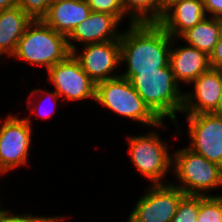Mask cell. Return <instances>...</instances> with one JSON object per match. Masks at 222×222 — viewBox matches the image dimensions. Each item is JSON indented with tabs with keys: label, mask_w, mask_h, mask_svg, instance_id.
Listing matches in <instances>:
<instances>
[{
	"label": "cell",
	"mask_w": 222,
	"mask_h": 222,
	"mask_svg": "<svg viewBox=\"0 0 222 222\" xmlns=\"http://www.w3.org/2000/svg\"><path fill=\"white\" fill-rule=\"evenodd\" d=\"M203 4L206 14L222 20V0H203Z\"/></svg>",
	"instance_id": "4316f807"
},
{
	"label": "cell",
	"mask_w": 222,
	"mask_h": 222,
	"mask_svg": "<svg viewBox=\"0 0 222 222\" xmlns=\"http://www.w3.org/2000/svg\"><path fill=\"white\" fill-rule=\"evenodd\" d=\"M127 219H128L127 222H136V221H134L130 216H128Z\"/></svg>",
	"instance_id": "4dcf8cb0"
},
{
	"label": "cell",
	"mask_w": 222,
	"mask_h": 222,
	"mask_svg": "<svg viewBox=\"0 0 222 222\" xmlns=\"http://www.w3.org/2000/svg\"><path fill=\"white\" fill-rule=\"evenodd\" d=\"M199 210V195H185L171 222H196Z\"/></svg>",
	"instance_id": "44dd1931"
},
{
	"label": "cell",
	"mask_w": 222,
	"mask_h": 222,
	"mask_svg": "<svg viewBox=\"0 0 222 222\" xmlns=\"http://www.w3.org/2000/svg\"><path fill=\"white\" fill-rule=\"evenodd\" d=\"M206 16L202 0H169L158 24L172 38H178Z\"/></svg>",
	"instance_id": "5bb4252c"
},
{
	"label": "cell",
	"mask_w": 222,
	"mask_h": 222,
	"mask_svg": "<svg viewBox=\"0 0 222 222\" xmlns=\"http://www.w3.org/2000/svg\"><path fill=\"white\" fill-rule=\"evenodd\" d=\"M150 185L129 216L136 222H171L186 194L171 183Z\"/></svg>",
	"instance_id": "ba28073f"
},
{
	"label": "cell",
	"mask_w": 222,
	"mask_h": 222,
	"mask_svg": "<svg viewBox=\"0 0 222 222\" xmlns=\"http://www.w3.org/2000/svg\"><path fill=\"white\" fill-rule=\"evenodd\" d=\"M95 101L123 117L139 122L144 127L166 128L146 106L130 81L122 76L98 82Z\"/></svg>",
	"instance_id": "277c9868"
},
{
	"label": "cell",
	"mask_w": 222,
	"mask_h": 222,
	"mask_svg": "<svg viewBox=\"0 0 222 222\" xmlns=\"http://www.w3.org/2000/svg\"><path fill=\"white\" fill-rule=\"evenodd\" d=\"M196 222H222V195H199Z\"/></svg>",
	"instance_id": "ffe728a7"
},
{
	"label": "cell",
	"mask_w": 222,
	"mask_h": 222,
	"mask_svg": "<svg viewBox=\"0 0 222 222\" xmlns=\"http://www.w3.org/2000/svg\"><path fill=\"white\" fill-rule=\"evenodd\" d=\"M130 25L133 23H158L166 3L163 0H122Z\"/></svg>",
	"instance_id": "d6986e66"
},
{
	"label": "cell",
	"mask_w": 222,
	"mask_h": 222,
	"mask_svg": "<svg viewBox=\"0 0 222 222\" xmlns=\"http://www.w3.org/2000/svg\"><path fill=\"white\" fill-rule=\"evenodd\" d=\"M159 135L153 131L147 135L127 138L133 165L152 185L164 184L161 180L168 174L173 163V155L169 153L168 145Z\"/></svg>",
	"instance_id": "8992f818"
},
{
	"label": "cell",
	"mask_w": 222,
	"mask_h": 222,
	"mask_svg": "<svg viewBox=\"0 0 222 222\" xmlns=\"http://www.w3.org/2000/svg\"><path fill=\"white\" fill-rule=\"evenodd\" d=\"M119 22L115 15L92 11L89 17L77 25L67 37L70 52L77 50V45L73 44L75 42L86 45L120 40L122 33L116 31Z\"/></svg>",
	"instance_id": "4fadbf2b"
},
{
	"label": "cell",
	"mask_w": 222,
	"mask_h": 222,
	"mask_svg": "<svg viewBox=\"0 0 222 222\" xmlns=\"http://www.w3.org/2000/svg\"><path fill=\"white\" fill-rule=\"evenodd\" d=\"M188 148L222 167V116L214 113L187 115Z\"/></svg>",
	"instance_id": "30bf717a"
},
{
	"label": "cell",
	"mask_w": 222,
	"mask_h": 222,
	"mask_svg": "<svg viewBox=\"0 0 222 222\" xmlns=\"http://www.w3.org/2000/svg\"><path fill=\"white\" fill-rule=\"evenodd\" d=\"M173 153L172 171L181 184H173L186 195H203L211 189L222 186V167L210 162L190 148H182Z\"/></svg>",
	"instance_id": "5b68a950"
},
{
	"label": "cell",
	"mask_w": 222,
	"mask_h": 222,
	"mask_svg": "<svg viewBox=\"0 0 222 222\" xmlns=\"http://www.w3.org/2000/svg\"><path fill=\"white\" fill-rule=\"evenodd\" d=\"M91 12L85 0H57L50 3L48 13L42 20L56 32L68 37Z\"/></svg>",
	"instance_id": "2e32d148"
},
{
	"label": "cell",
	"mask_w": 222,
	"mask_h": 222,
	"mask_svg": "<svg viewBox=\"0 0 222 222\" xmlns=\"http://www.w3.org/2000/svg\"><path fill=\"white\" fill-rule=\"evenodd\" d=\"M32 19L19 7L0 10V57L12 56Z\"/></svg>",
	"instance_id": "e0dca14e"
},
{
	"label": "cell",
	"mask_w": 222,
	"mask_h": 222,
	"mask_svg": "<svg viewBox=\"0 0 222 222\" xmlns=\"http://www.w3.org/2000/svg\"><path fill=\"white\" fill-rule=\"evenodd\" d=\"M48 79L63 100L96 99V84L83 71L80 62L71 53L65 60L48 70Z\"/></svg>",
	"instance_id": "9c48e42d"
},
{
	"label": "cell",
	"mask_w": 222,
	"mask_h": 222,
	"mask_svg": "<svg viewBox=\"0 0 222 222\" xmlns=\"http://www.w3.org/2000/svg\"><path fill=\"white\" fill-rule=\"evenodd\" d=\"M222 33V20L206 16L194 27L187 29L178 38L208 56L212 53Z\"/></svg>",
	"instance_id": "ac0fdd59"
},
{
	"label": "cell",
	"mask_w": 222,
	"mask_h": 222,
	"mask_svg": "<svg viewBox=\"0 0 222 222\" xmlns=\"http://www.w3.org/2000/svg\"><path fill=\"white\" fill-rule=\"evenodd\" d=\"M211 68L222 70V33L212 53L209 55Z\"/></svg>",
	"instance_id": "484cf974"
},
{
	"label": "cell",
	"mask_w": 222,
	"mask_h": 222,
	"mask_svg": "<svg viewBox=\"0 0 222 222\" xmlns=\"http://www.w3.org/2000/svg\"><path fill=\"white\" fill-rule=\"evenodd\" d=\"M93 12L115 15L120 21L128 17L122 4V0H86Z\"/></svg>",
	"instance_id": "7402d4cb"
},
{
	"label": "cell",
	"mask_w": 222,
	"mask_h": 222,
	"mask_svg": "<svg viewBox=\"0 0 222 222\" xmlns=\"http://www.w3.org/2000/svg\"><path fill=\"white\" fill-rule=\"evenodd\" d=\"M82 52L72 54L80 62L83 71L97 84L98 82L116 78L114 74L121 66L120 40L83 45Z\"/></svg>",
	"instance_id": "8fae6325"
},
{
	"label": "cell",
	"mask_w": 222,
	"mask_h": 222,
	"mask_svg": "<svg viewBox=\"0 0 222 222\" xmlns=\"http://www.w3.org/2000/svg\"><path fill=\"white\" fill-rule=\"evenodd\" d=\"M120 76L130 81L160 121L168 117L179 126L176 113L182 112L184 93H181L170 66L159 68V71H138L137 75Z\"/></svg>",
	"instance_id": "7a4b0ae2"
},
{
	"label": "cell",
	"mask_w": 222,
	"mask_h": 222,
	"mask_svg": "<svg viewBox=\"0 0 222 222\" xmlns=\"http://www.w3.org/2000/svg\"><path fill=\"white\" fill-rule=\"evenodd\" d=\"M212 113L222 116V92L218 101V106Z\"/></svg>",
	"instance_id": "f1b7e54d"
},
{
	"label": "cell",
	"mask_w": 222,
	"mask_h": 222,
	"mask_svg": "<svg viewBox=\"0 0 222 222\" xmlns=\"http://www.w3.org/2000/svg\"><path fill=\"white\" fill-rule=\"evenodd\" d=\"M41 92V93H40ZM43 93H45L44 94V96H46V99L48 98L49 100H47V101H51V102H53L52 104H53V107H52V109L51 110H49L47 107V110H43V108H42V105H40V104H42V102H44V100L41 98V99H36V101L38 102H32L33 104H34V108H31L30 109V112L31 113H34L36 116L38 115L39 116V118H46V117H52V114L56 111V104H57V100H58V98H60L59 97V95L57 94V92L56 91H48V90H42L41 88H35V89H33L32 91H31V94H30V97H32V96H34V97H36L35 95L37 94H43ZM39 100V101H38ZM51 105V104H50ZM41 107V108H40Z\"/></svg>",
	"instance_id": "603a6c76"
},
{
	"label": "cell",
	"mask_w": 222,
	"mask_h": 222,
	"mask_svg": "<svg viewBox=\"0 0 222 222\" xmlns=\"http://www.w3.org/2000/svg\"><path fill=\"white\" fill-rule=\"evenodd\" d=\"M18 6L32 19H43L48 13L49 0H17Z\"/></svg>",
	"instance_id": "cb8c5ba5"
},
{
	"label": "cell",
	"mask_w": 222,
	"mask_h": 222,
	"mask_svg": "<svg viewBox=\"0 0 222 222\" xmlns=\"http://www.w3.org/2000/svg\"><path fill=\"white\" fill-rule=\"evenodd\" d=\"M10 210H0V222H44L48 217H38L33 216L32 214H22V215H17L16 214H12Z\"/></svg>",
	"instance_id": "d4e9b609"
},
{
	"label": "cell",
	"mask_w": 222,
	"mask_h": 222,
	"mask_svg": "<svg viewBox=\"0 0 222 222\" xmlns=\"http://www.w3.org/2000/svg\"><path fill=\"white\" fill-rule=\"evenodd\" d=\"M192 84L194 91L184 92L182 113H185L184 115L212 113L218 106L222 92V70L210 68Z\"/></svg>",
	"instance_id": "7c38bea8"
},
{
	"label": "cell",
	"mask_w": 222,
	"mask_h": 222,
	"mask_svg": "<svg viewBox=\"0 0 222 222\" xmlns=\"http://www.w3.org/2000/svg\"><path fill=\"white\" fill-rule=\"evenodd\" d=\"M172 37L158 23L129 24L120 37L121 65L127 69L120 75H137L138 71H159L169 66Z\"/></svg>",
	"instance_id": "6da1fadb"
},
{
	"label": "cell",
	"mask_w": 222,
	"mask_h": 222,
	"mask_svg": "<svg viewBox=\"0 0 222 222\" xmlns=\"http://www.w3.org/2000/svg\"><path fill=\"white\" fill-rule=\"evenodd\" d=\"M64 219H66V217H62V216H60V217H49L48 216V218L44 221V222H62Z\"/></svg>",
	"instance_id": "f546056e"
},
{
	"label": "cell",
	"mask_w": 222,
	"mask_h": 222,
	"mask_svg": "<svg viewBox=\"0 0 222 222\" xmlns=\"http://www.w3.org/2000/svg\"><path fill=\"white\" fill-rule=\"evenodd\" d=\"M18 6L17 0H0V10Z\"/></svg>",
	"instance_id": "83f0119b"
},
{
	"label": "cell",
	"mask_w": 222,
	"mask_h": 222,
	"mask_svg": "<svg viewBox=\"0 0 222 222\" xmlns=\"http://www.w3.org/2000/svg\"><path fill=\"white\" fill-rule=\"evenodd\" d=\"M179 38H172L171 50L169 54V66L171 67L176 82L191 84L202 73L208 71L211 66L209 56L190 46H174V42Z\"/></svg>",
	"instance_id": "9a60e30c"
},
{
	"label": "cell",
	"mask_w": 222,
	"mask_h": 222,
	"mask_svg": "<svg viewBox=\"0 0 222 222\" xmlns=\"http://www.w3.org/2000/svg\"><path fill=\"white\" fill-rule=\"evenodd\" d=\"M70 54L67 37L56 32L42 19H37L29 23L11 57L39 67L45 66L48 70Z\"/></svg>",
	"instance_id": "3957f363"
},
{
	"label": "cell",
	"mask_w": 222,
	"mask_h": 222,
	"mask_svg": "<svg viewBox=\"0 0 222 222\" xmlns=\"http://www.w3.org/2000/svg\"><path fill=\"white\" fill-rule=\"evenodd\" d=\"M17 116L9 114L5 120L0 119V175L28 165L32 121Z\"/></svg>",
	"instance_id": "52a82bcc"
}]
</instances>
